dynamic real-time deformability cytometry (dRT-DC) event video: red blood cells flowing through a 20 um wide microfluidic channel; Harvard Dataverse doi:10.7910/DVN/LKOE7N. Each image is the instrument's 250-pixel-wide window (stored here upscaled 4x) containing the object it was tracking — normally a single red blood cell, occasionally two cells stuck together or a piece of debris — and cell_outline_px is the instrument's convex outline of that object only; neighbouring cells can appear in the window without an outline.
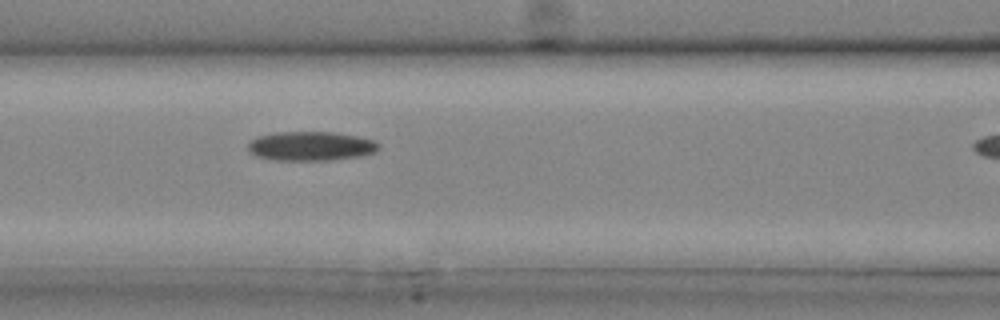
{"species": "common noctule bat (a hibernating species)", "species_latin": "Nyctalus noctula", "temperature_condition": "cold", "stored_images_in_passage": 10, "camera_frame_rate_fps": 3000, "um_per_image_px": 0.085, "animal": {"sex": "male", "body_mass_g": 20.4}, "frame": {"image": 1, "passage_image": 9, "time_ms": 2.667, "image_size_px": [1000, 320], "cell_outline_px": [[380, 148], [376, 152], [360, 156], [328, 160], [272, 160], [256, 156], [248, 152], [248, 144], [256, 136], [276, 132], [332, 132], [356, 136], [372, 140], [380, 144]], "centroid_in_image_um": [26.39, 12.42], "position_along_channel_um": 140.2, "area_um2": 22.31}}